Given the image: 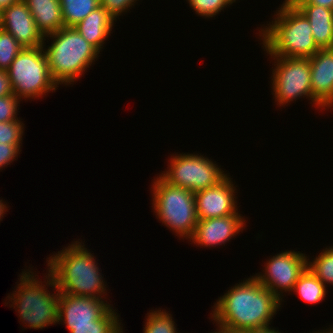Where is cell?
Returning a JSON list of instances; mask_svg holds the SVG:
<instances>
[{"label": "cell", "instance_id": "cell-1", "mask_svg": "<svg viewBox=\"0 0 333 333\" xmlns=\"http://www.w3.org/2000/svg\"><path fill=\"white\" fill-rule=\"evenodd\" d=\"M282 302L254 276L236 283L220 296L210 312L211 321L232 333H244L272 326Z\"/></svg>", "mask_w": 333, "mask_h": 333}, {"label": "cell", "instance_id": "cell-24", "mask_svg": "<svg viewBox=\"0 0 333 333\" xmlns=\"http://www.w3.org/2000/svg\"><path fill=\"white\" fill-rule=\"evenodd\" d=\"M23 48L9 32L0 27V70H7Z\"/></svg>", "mask_w": 333, "mask_h": 333}, {"label": "cell", "instance_id": "cell-38", "mask_svg": "<svg viewBox=\"0 0 333 333\" xmlns=\"http://www.w3.org/2000/svg\"><path fill=\"white\" fill-rule=\"evenodd\" d=\"M229 5H232L233 3L236 2V0H226ZM238 1V0H237Z\"/></svg>", "mask_w": 333, "mask_h": 333}, {"label": "cell", "instance_id": "cell-23", "mask_svg": "<svg viewBox=\"0 0 333 333\" xmlns=\"http://www.w3.org/2000/svg\"><path fill=\"white\" fill-rule=\"evenodd\" d=\"M166 309H153L146 315L143 333H180L170 312Z\"/></svg>", "mask_w": 333, "mask_h": 333}, {"label": "cell", "instance_id": "cell-33", "mask_svg": "<svg viewBox=\"0 0 333 333\" xmlns=\"http://www.w3.org/2000/svg\"><path fill=\"white\" fill-rule=\"evenodd\" d=\"M8 204L6 202H4L3 199H0V221H2L3 219V215L6 214V211L8 212Z\"/></svg>", "mask_w": 333, "mask_h": 333}, {"label": "cell", "instance_id": "cell-22", "mask_svg": "<svg viewBox=\"0 0 333 333\" xmlns=\"http://www.w3.org/2000/svg\"><path fill=\"white\" fill-rule=\"evenodd\" d=\"M307 267L326 287L333 286V246L323 249L311 261L308 255Z\"/></svg>", "mask_w": 333, "mask_h": 333}, {"label": "cell", "instance_id": "cell-18", "mask_svg": "<svg viewBox=\"0 0 333 333\" xmlns=\"http://www.w3.org/2000/svg\"><path fill=\"white\" fill-rule=\"evenodd\" d=\"M31 12L38 30L45 37L64 27L59 0H23Z\"/></svg>", "mask_w": 333, "mask_h": 333}, {"label": "cell", "instance_id": "cell-7", "mask_svg": "<svg viewBox=\"0 0 333 333\" xmlns=\"http://www.w3.org/2000/svg\"><path fill=\"white\" fill-rule=\"evenodd\" d=\"M7 73L13 94L21 101L39 100L59 87L50 74L43 46L23 48L10 64Z\"/></svg>", "mask_w": 333, "mask_h": 333}, {"label": "cell", "instance_id": "cell-9", "mask_svg": "<svg viewBox=\"0 0 333 333\" xmlns=\"http://www.w3.org/2000/svg\"><path fill=\"white\" fill-rule=\"evenodd\" d=\"M272 67L271 89L275 104L287 106L302 97L312 101L310 60L269 56ZM291 102V103H290Z\"/></svg>", "mask_w": 333, "mask_h": 333}, {"label": "cell", "instance_id": "cell-20", "mask_svg": "<svg viewBox=\"0 0 333 333\" xmlns=\"http://www.w3.org/2000/svg\"><path fill=\"white\" fill-rule=\"evenodd\" d=\"M64 27H74L100 6V0H59Z\"/></svg>", "mask_w": 333, "mask_h": 333}, {"label": "cell", "instance_id": "cell-13", "mask_svg": "<svg viewBox=\"0 0 333 333\" xmlns=\"http://www.w3.org/2000/svg\"><path fill=\"white\" fill-rule=\"evenodd\" d=\"M246 227L242 214L198 220L193 236L189 239L197 247L225 245Z\"/></svg>", "mask_w": 333, "mask_h": 333}, {"label": "cell", "instance_id": "cell-19", "mask_svg": "<svg viewBox=\"0 0 333 333\" xmlns=\"http://www.w3.org/2000/svg\"><path fill=\"white\" fill-rule=\"evenodd\" d=\"M327 288L307 267L296 281L292 293L299 295L300 299L309 304H318L327 295Z\"/></svg>", "mask_w": 333, "mask_h": 333}, {"label": "cell", "instance_id": "cell-25", "mask_svg": "<svg viewBox=\"0 0 333 333\" xmlns=\"http://www.w3.org/2000/svg\"><path fill=\"white\" fill-rule=\"evenodd\" d=\"M189 3V7L195 11L197 16L202 18H215L217 14L224 9L229 8V4L226 0H186Z\"/></svg>", "mask_w": 333, "mask_h": 333}, {"label": "cell", "instance_id": "cell-2", "mask_svg": "<svg viewBox=\"0 0 333 333\" xmlns=\"http://www.w3.org/2000/svg\"><path fill=\"white\" fill-rule=\"evenodd\" d=\"M79 240H73L49 256L46 260L47 269L52 273L60 293L104 300L107 282L91 249L85 247L82 239Z\"/></svg>", "mask_w": 333, "mask_h": 333}, {"label": "cell", "instance_id": "cell-36", "mask_svg": "<svg viewBox=\"0 0 333 333\" xmlns=\"http://www.w3.org/2000/svg\"><path fill=\"white\" fill-rule=\"evenodd\" d=\"M328 333H333V326L325 329Z\"/></svg>", "mask_w": 333, "mask_h": 333}, {"label": "cell", "instance_id": "cell-35", "mask_svg": "<svg viewBox=\"0 0 333 333\" xmlns=\"http://www.w3.org/2000/svg\"><path fill=\"white\" fill-rule=\"evenodd\" d=\"M218 328H216V332L213 331L211 333H232L231 331L227 330L226 328L220 327V326H216Z\"/></svg>", "mask_w": 333, "mask_h": 333}, {"label": "cell", "instance_id": "cell-4", "mask_svg": "<svg viewBox=\"0 0 333 333\" xmlns=\"http://www.w3.org/2000/svg\"><path fill=\"white\" fill-rule=\"evenodd\" d=\"M30 267L19 274L20 279L16 290L14 289L13 293L7 296L8 301L5 304L9 303L10 308L13 307L16 312L18 311L19 322L26 324V328L28 326L30 329L42 330L58 323L60 292L49 270L46 271L44 281H41L38 273L34 274L33 270L29 269ZM48 287H52V291L54 288L56 292L52 293Z\"/></svg>", "mask_w": 333, "mask_h": 333}, {"label": "cell", "instance_id": "cell-29", "mask_svg": "<svg viewBox=\"0 0 333 333\" xmlns=\"http://www.w3.org/2000/svg\"><path fill=\"white\" fill-rule=\"evenodd\" d=\"M22 143H0V171L18 159Z\"/></svg>", "mask_w": 333, "mask_h": 333}, {"label": "cell", "instance_id": "cell-3", "mask_svg": "<svg viewBox=\"0 0 333 333\" xmlns=\"http://www.w3.org/2000/svg\"><path fill=\"white\" fill-rule=\"evenodd\" d=\"M279 7L272 21L258 30L263 51L267 56L309 59L319 50L309 20L290 0Z\"/></svg>", "mask_w": 333, "mask_h": 333}, {"label": "cell", "instance_id": "cell-17", "mask_svg": "<svg viewBox=\"0 0 333 333\" xmlns=\"http://www.w3.org/2000/svg\"><path fill=\"white\" fill-rule=\"evenodd\" d=\"M309 20L319 49L333 48V10L312 4H294Z\"/></svg>", "mask_w": 333, "mask_h": 333}, {"label": "cell", "instance_id": "cell-16", "mask_svg": "<svg viewBox=\"0 0 333 333\" xmlns=\"http://www.w3.org/2000/svg\"><path fill=\"white\" fill-rule=\"evenodd\" d=\"M116 22L108 12L99 6L94 9L87 17H85L74 28L99 52L102 51L108 37Z\"/></svg>", "mask_w": 333, "mask_h": 333}, {"label": "cell", "instance_id": "cell-6", "mask_svg": "<svg viewBox=\"0 0 333 333\" xmlns=\"http://www.w3.org/2000/svg\"><path fill=\"white\" fill-rule=\"evenodd\" d=\"M152 180L151 207L155 217L177 237L189 241L198 222L194 193L170 185L158 174Z\"/></svg>", "mask_w": 333, "mask_h": 333}, {"label": "cell", "instance_id": "cell-26", "mask_svg": "<svg viewBox=\"0 0 333 333\" xmlns=\"http://www.w3.org/2000/svg\"><path fill=\"white\" fill-rule=\"evenodd\" d=\"M21 120L0 122V143H22L25 125Z\"/></svg>", "mask_w": 333, "mask_h": 333}, {"label": "cell", "instance_id": "cell-21", "mask_svg": "<svg viewBox=\"0 0 333 333\" xmlns=\"http://www.w3.org/2000/svg\"><path fill=\"white\" fill-rule=\"evenodd\" d=\"M112 306L100 319L93 322V325L73 326L70 333H123V324L119 319L117 310ZM121 325V326H120Z\"/></svg>", "mask_w": 333, "mask_h": 333}, {"label": "cell", "instance_id": "cell-11", "mask_svg": "<svg viewBox=\"0 0 333 333\" xmlns=\"http://www.w3.org/2000/svg\"><path fill=\"white\" fill-rule=\"evenodd\" d=\"M228 174L218 184L194 193L198 220L240 214L237 206V185Z\"/></svg>", "mask_w": 333, "mask_h": 333}, {"label": "cell", "instance_id": "cell-37", "mask_svg": "<svg viewBox=\"0 0 333 333\" xmlns=\"http://www.w3.org/2000/svg\"><path fill=\"white\" fill-rule=\"evenodd\" d=\"M312 333H328L325 329L324 330H318V331H314V332H312Z\"/></svg>", "mask_w": 333, "mask_h": 333}, {"label": "cell", "instance_id": "cell-5", "mask_svg": "<svg viewBox=\"0 0 333 333\" xmlns=\"http://www.w3.org/2000/svg\"><path fill=\"white\" fill-rule=\"evenodd\" d=\"M46 38L51 39V45L46 46ZM43 50L52 79L64 86L78 81L100 56V52L74 27H63L46 35Z\"/></svg>", "mask_w": 333, "mask_h": 333}, {"label": "cell", "instance_id": "cell-28", "mask_svg": "<svg viewBox=\"0 0 333 333\" xmlns=\"http://www.w3.org/2000/svg\"><path fill=\"white\" fill-rule=\"evenodd\" d=\"M139 0H100V6H102L108 14L117 22L119 16L125 15ZM126 12V13H125Z\"/></svg>", "mask_w": 333, "mask_h": 333}, {"label": "cell", "instance_id": "cell-31", "mask_svg": "<svg viewBox=\"0 0 333 333\" xmlns=\"http://www.w3.org/2000/svg\"><path fill=\"white\" fill-rule=\"evenodd\" d=\"M293 4H312L333 10V0H290Z\"/></svg>", "mask_w": 333, "mask_h": 333}, {"label": "cell", "instance_id": "cell-27", "mask_svg": "<svg viewBox=\"0 0 333 333\" xmlns=\"http://www.w3.org/2000/svg\"><path fill=\"white\" fill-rule=\"evenodd\" d=\"M21 100L14 94L0 97V122L19 120L17 117Z\"/></svg>", "mask_w": 333, "mask_h": 333}, {"label": "cell", "instance_id": "cell-12", "mask_svg": "<svg viewBox=\"0 0 333 333\" xmlns=\"http://www.w3.org/2000/svg\"><path fill=\"white\" fill-rule=\"evenodd\" d=\"M100 298L60 293L58 303V324L64 323L70 331L73 326L93 325L112 306ZM61 322V323H60Z\"/></svg>", "mask_w": 333, "mask_h": 333}, {"label": "cell", "instance_id": "cell-8", "mask_svg": "<svg viewBox=\"0 0 333 333\" xmlns=\"http://www.w3.org/2000/svg\"><path fill=\"white\" fill-rule=\"evenodd\" d=\"M215 162V163H214ZM167 169L159 174L172 186L188 189L193 193L212 187L228 173L216 161L198 153L172 154Z\"/></svg>", "mask_w": 333, "mask_h": 333}, {"label": "cell", "instance_id": "cell-32", "mask_svg": "<svg viewBox=\"0 0 333 333\" xmlns=\"http://www.w3.org/2000/svg\"><path fill=\"white\" fill-rule=\"evenodd\" d=\"M244 333H283V331L276 330L274 327L266 328V329H261V330H254V331H248Z\"/></svg>", "mask_w": 333, "mask_h": 333}, {"label": "cell", "instance_id": "cell-14", "mask_svg": "<svg viewBox=\"0 0 333 333\" xmlns=\"http://www.w3.org/2000/svg\"><path fill=\"white\" fill-rule=\"evenodd\" d=\"M0 27L9 32L24 48L43 46L44 36L23 0L0 12Z\"/></svg>", "mask_w": 333, "mask_h": 333}, {"label": "cell", "instance_id": "cell-34", "mask_svg": "<svg viewBox=\"0 0 333 333\" xmlns=\"http://www.w3.org/2000/svg\"><path fill=\"white\" fill-rule=\"evenodd\" d=\"M19 0H0V12L6 8L9 7L13 4H15L16 2H18Z\"/></svg>", "mask_w": 333, "mask_h": 333}, {"label": "cell", "instance_id": "cell-30", "mask_svg": "<svg viewBox=\"0 0 333 333\" xmlns=\"http://www.w3.org/2000/svg\"><path fill=\"white\" fill-rule=\"evenodd\" d=\"M13 94L7 70H0V97Z\"/></svg>", "mask_w": 333, "mask_h": 333}, {"label": "cell", "instance_id": "cell-15", "mask_svg": "<svg viewBox=\"0 0 333 333\" xmlns=\"http://www.w3.org/2000/svg\"><path fill=\"white\" fill-rule=\"evenodd\" d=\"M310 60L312 102L316 109L333 108V48L319 49Z\"/></svg>", "mask_w": 333, "mask_h": 333}, {"label": "cell", "instance_id": "cell-10", "mask_svg": "<svg viewBox=\"0 0 333 333\" xmlns=\"http://www.w3.org/2000/svg\"><path fill=\"white\" fill-rule=\"evenodd\" d=\"M307 261V254L295 250H285L269 257L264 262L262 273L259 272L253 276L283 302V294L285 292L291 294L299 276L307 268Z\"/></svg>", "mask_w": 333, "mask_h": 333}]
</instances>
